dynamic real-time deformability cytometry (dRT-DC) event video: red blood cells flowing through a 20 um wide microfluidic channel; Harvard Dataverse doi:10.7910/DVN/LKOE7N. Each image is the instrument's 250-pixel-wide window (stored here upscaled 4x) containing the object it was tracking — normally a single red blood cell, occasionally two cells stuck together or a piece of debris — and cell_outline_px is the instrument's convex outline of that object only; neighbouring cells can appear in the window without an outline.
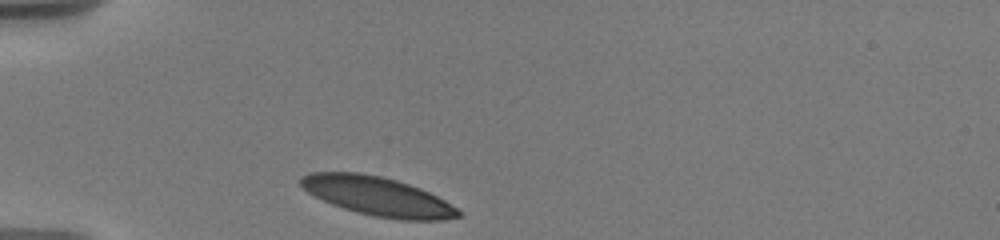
{"species": "human", "species_latin": "Homo sapiens", "temperature_condition": "warm", "stored_images_in_passage": 27, "camera_frame_rate_fps": 3000, "um_per_image_px": 0.085, "donor": {"sex": "male"}, "frame": {"image": 1, "passage_image": 1, "time_ms": 0.0, "image_size_px": [1000, 240], "cell_outline_px": [[460, 216], [444, 220], [400, 220], [376, 216], [356, 212], [332, 204], [308, 192], [300, 184], [300, 176], [308, 172], [360, 172], [380, 176], [396, 180], [420, 188], [444, 200], [456, 208], [460, 212]], "centroid_in_image_um": [32.08, 16.67], "position_along_channel_um": 52.9, "area_um2": 35.43}}
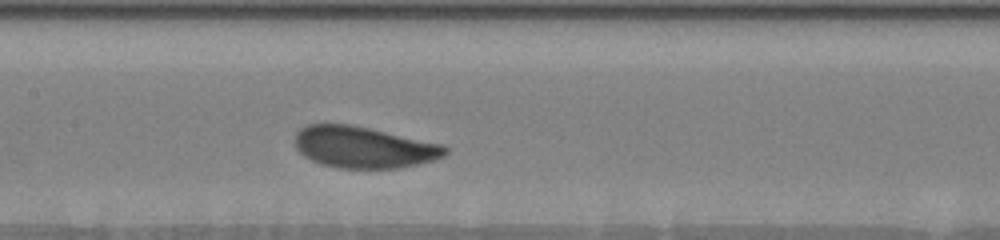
{"frame": {"image": 2, "passage_image": 15, "time_ms": 4.0, "image_size_px": [1000, 240], "cell_outline_px": [[448, 152], [444, 156], [420, 164], [396, 168], [340, 168], [320, 164], [304, 156], [296, 148], [296, 132], [300, 128], [308, 124], [348, 124], [368, 128], [440, 144], [448, 148]], "centroid_in_image_um": [30.89, 12.52], "position_along_channel_um": 176.5, "area_um2": 35.95}}
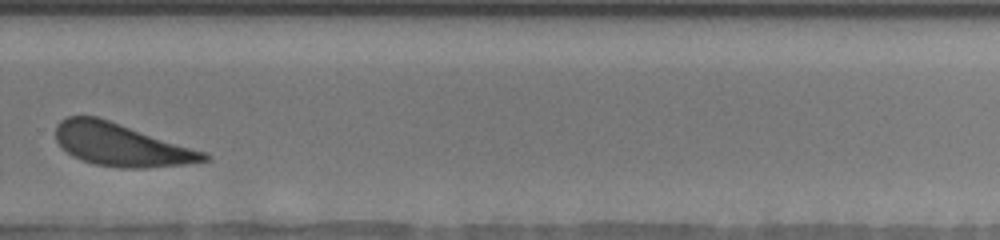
{"frame": {"image": 3, "passage_image": 24, "time_ms": 8.0, "image_size_px": [1000, 240], "cell_outline_px": [[212, 156], [208, 160], [184, 164], [144, 168], [120, 168], [96, 164], [72, 156], [56, 140], [56, 124], [60, 120], [68, 116], [96, 116], [208, 152]], "centroid_in_image_um": [10.33, 12.3], "position_along_channel_um": 319.5, "area_um2": 36.7}, "authors_computed_cell_mechanics": {"area_um2": 36.703, "velocity_mm_per_s": 3.58, "shape_relaxation_time_tau1_ms": 2.1701, "shape_relaxation_time_tau2_ms": 5.9909, "deformation_change_tau1": 0.1163, "deformation_change_tau2": 0.1131}}